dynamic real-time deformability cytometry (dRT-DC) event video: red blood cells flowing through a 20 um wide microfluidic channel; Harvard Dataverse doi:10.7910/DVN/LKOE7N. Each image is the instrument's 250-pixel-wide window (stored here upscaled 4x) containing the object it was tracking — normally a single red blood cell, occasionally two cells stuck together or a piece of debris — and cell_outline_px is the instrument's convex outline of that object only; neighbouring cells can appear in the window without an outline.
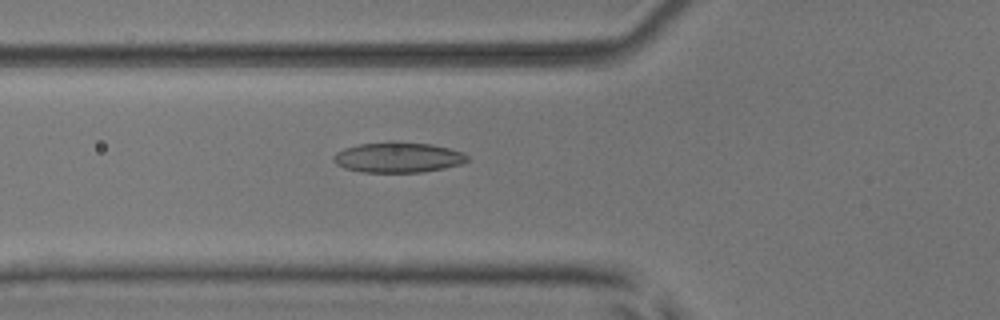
{"species": "common noctule bat (a hibernating species)", "species_latin": "Nyctalus noctula", "temperature_condition": "room temperature", "stored_images_in_passage": 44, "camera_frame_rate_fps": 3000, "um_per_image_px": 0.085, "animal": {"sex": "male", "body_mass_g": 17.9, "forearm_length_mm": 54.2}, "frame": {"image": 1, "passage_image": 10, "time_ms": 3.0, "image_size_px": [1000, 320], "cell_outline_px": [[468, 160], [460, 164], [444, 168], [420, 172], [360, 172], [344, 168], [336, 164], [332, 160], [332, 156], [336, 152], [344, 148], [360, 144], [388, 140], [396, 140], [432, 144], [464, 152], [468, 156]], "centroid_in_image_um": [33.8, 13.35], "position_along_channel_um": 92.0, "area_um2": 24.1}}
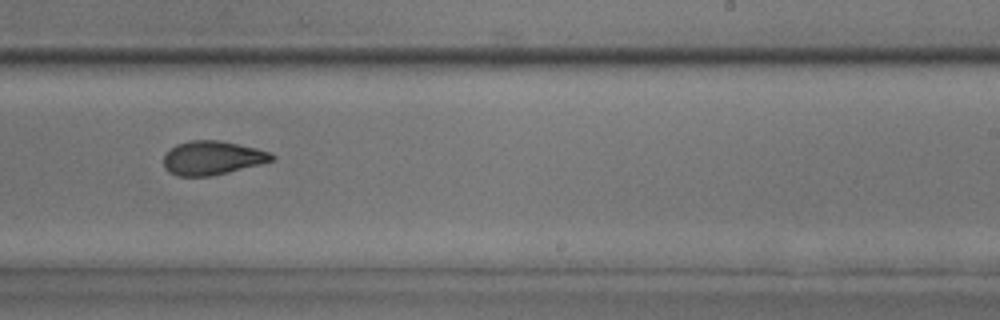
{"frame": {"image": 2, "passage_image": 24, "time_ms": 7.667, "image_size_px": [1000, 320], "cell_outline_px": [[276, 156], [272, 160], [260, 164], [212, 176], [176, 176], [168, 172], [164, 168], [164, 152], [176, 144], [188, 140], [220, 140], [256, 148], [268, 152]], "centroid_in_image_um": [17.98, 13.42], "position_along_channel_um": 271.0, "area_um2": 21.44}}
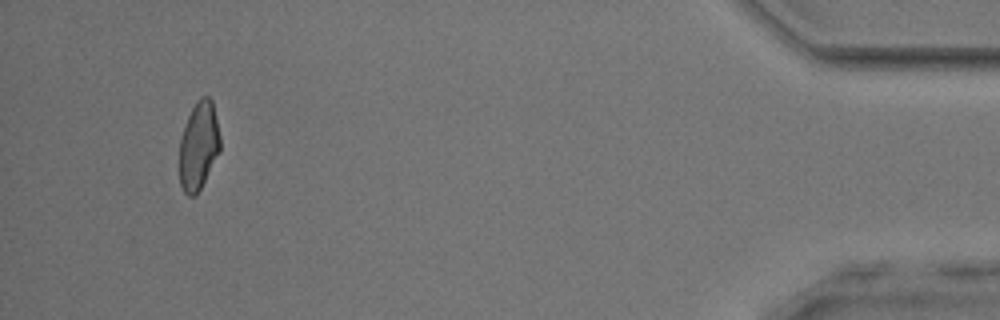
{"frame": {"image": 3, "passage_image": 41, "time_ms": 13.333, "image_size_px": [1000, 320], "cell_outline_px": [[220, 152], [200, 188], [192, 196], [188, 196], [184, 192], [180, 184], [180, 136], [188, 116], [196, 100], [200, 96], [208, 96], [212, 100], [220, 136]], "centroid_in_image_um": [16.89, 12.35], "position_along_channel_um": 418.3, "area_um2": 20.81}, "authors_computed_cell_mechanics": {"area_um2": 21.8484, "velocity_mm_per_s": 3.8422, "shape_relaxation_time_tau1_ms": 7.7061, "shape_relaxation_time_tau2_ms": 1.9811, "deformation_change_tau1": 0.2021, "deformation_change_tau2": 0.0785}}